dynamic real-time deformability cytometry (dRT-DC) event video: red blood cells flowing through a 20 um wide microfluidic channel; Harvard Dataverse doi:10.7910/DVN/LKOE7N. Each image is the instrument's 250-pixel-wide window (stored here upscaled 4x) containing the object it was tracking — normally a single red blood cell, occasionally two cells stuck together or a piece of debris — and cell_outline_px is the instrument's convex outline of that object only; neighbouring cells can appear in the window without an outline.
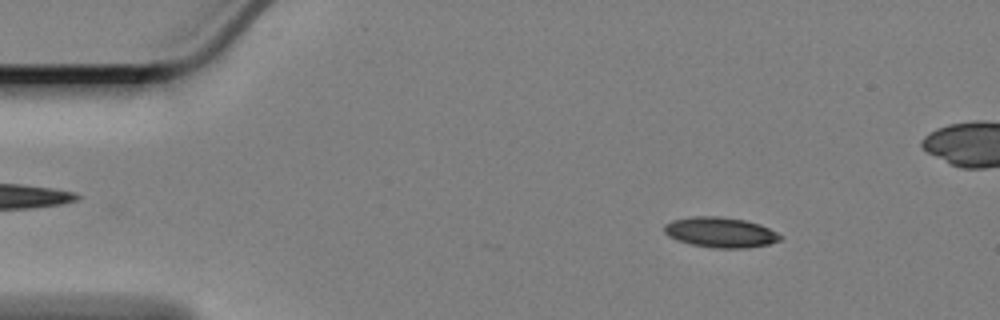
{"species": "Egyptian fruit bat (a non-hibernating species)", "species_latin": "Rousettus aegyptiacus", "temperature_condition": "cold", "stored_images_in_passage": 17, "camera_frame_rate_fps": 3000, "um_per_image_px": 0.085, "animal": {"sex": "female"}, "frame": {"image": 1, "passage_image": 8, "time_ms": 2.333, "image_size_px": [1000, 320], "cell_outline_px": [[784, 236], [780, 240], [768, 244], [748, 248], [712, 248], [692, 244], [668, 236], [664, 232], [664, 224], [672, 220], [692, 216], [720, 216], [744, 220], [760, 224]], "centroid_in_image_um": [61.24, 19.74], "position_along_channel_um": 23.8, "area_um2": 20.46}}
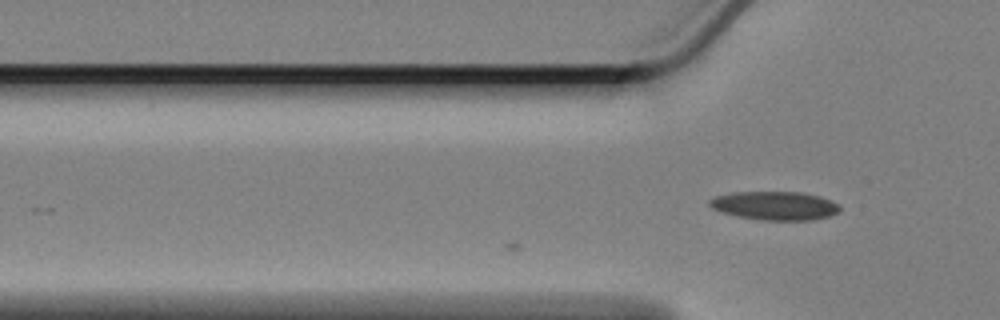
{"frame": {"image": 2, "passage_image": 17, "time_ms": 5.333, "image_size_px": [1000, 320], "cell_outline_px": [[840, 212], [828, 216], [812, 220], [760, 220], [736, 216], [712, 208], [708, 204], [708, 200], [712, 196], [732, 192], [804, 192], [820, 196], [840, 204]], "centroid_in_image_um": [65.85, 17.47], "position_along_channel_um": 59.9, "area_um2": 21.96}}